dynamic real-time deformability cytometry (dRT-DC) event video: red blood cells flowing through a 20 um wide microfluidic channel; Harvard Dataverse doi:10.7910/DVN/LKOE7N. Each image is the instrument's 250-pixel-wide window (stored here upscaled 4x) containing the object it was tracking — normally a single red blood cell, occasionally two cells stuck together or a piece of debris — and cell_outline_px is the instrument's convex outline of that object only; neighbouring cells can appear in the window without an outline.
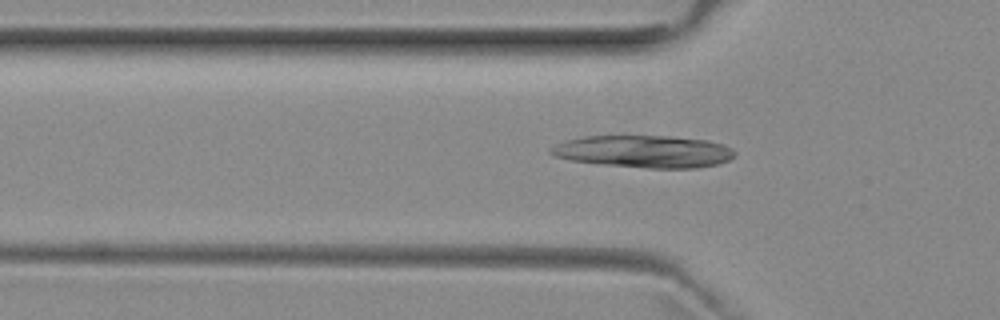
{"species": "common noctule bat (a hibernating species)", "species_latin": "Nyctalus noctula", "temperature_condition": "room temperature", "stored_images_in_passage": 49, "camera_frame_rate_fps": 3000, "um_per_image_px": 0.085, "animal": {"sex": "female", "body_mass_g": 29.2, "forearm_length_mm": 56.3}, "frame": {"image": 1, "passage_image": 16, "time_ms": 5.0, "image_size_px": [1000, 320], "cell_outline_px": [[736, 156], [720, 164], [696, 168], [648, 168], [600, 164], [572, 160], [556, 156], [548, 152], [548, 148], [564, 140], [584, 136], [672, 136], [708, 140], [724, 144], [732, 148], [736, 152]], "centroid_in_image_um": [54.77, 12.87], "position_along_channel_um": 71.0, "area_um2": 34.91}}
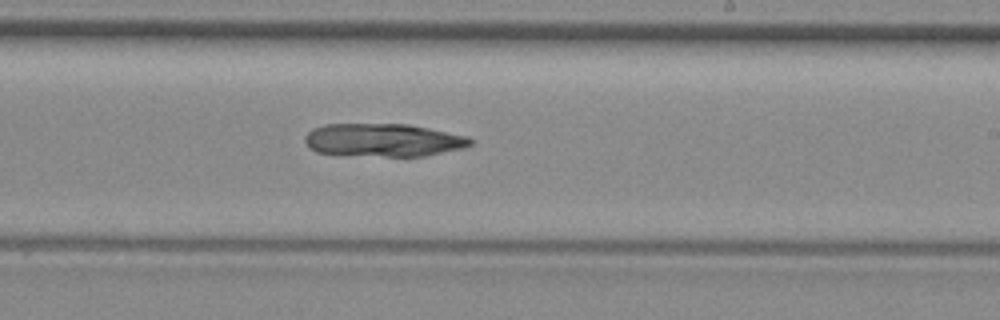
{"frame": {"image": 2, "passage_image": 30, "time_ms": 9.667, "image_size_px": [1000, 320], "cell_outline_px": [[476, 140], [472, 144], [464, 148], [424, 156], [384, 156], [316, 152], [308, 148], [304, 140], [304, 136], [312, 128], [324, 124], [408, 124], [468, 136]], "centroid_in_image_um": [32.59, 11.9], "position_along_channel_um": 256.4, "area_um2": 31.91}}
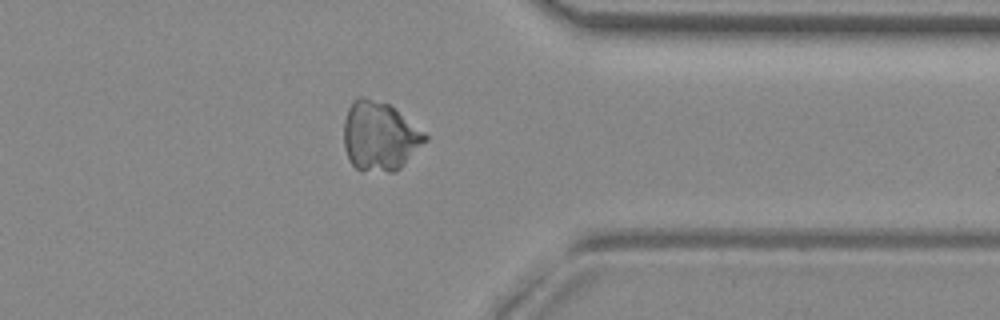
{"frame": {"image": 3, "passage_image": 40, "time_ms": 13.0, "image_size_px": [1000, 320], "cell_outline_px": [[428, 140], [400, 168], [392, 172], [388, 172], [356, 168], [352, 164], [344, 148], [344, 120], [348, 108], [352, 100], [356, 96], [364, 96], [388, 104], [396, 108], [424, 132], [428, 136]], "centroid_in_image_um": [32.28, 11.54], "position_along_channel_um": 379.1, "area_um2": 32.77}}